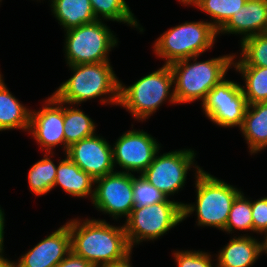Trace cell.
Here are the masks:
<instances>
[{
    "mask_svg": "<svg viewBox=\"0 0 267 267\" xmlns=\"http://www.w3.org/2000/svg\"><path fill=\"white\" fill-rule=\"evenodd\" d=\"M234 54L203 61H198L200 56H194L171 63L177 104H188L196 100L202 103L208 92L226 78L228 70L233 68Z\"/></svg>",
    "mask_w": 267,
    "mask_h": 267,
    "instance_id": "cell-3",
    "label": "cell"
},
{
    "mask_svg": "<svg viewBox=\"0 0 267 267\" xmlns=\"http://www.w3.org/2000/svg\"><path fill=\"white\" fill-rule=\"evenodd\" d=\"M4 252V249H0V267H16V261H10V259L5 256Z\"/></svg>",
    "mask_w": 267,
    "mask_h": 267,
    "instance_id": "cell-35",
    "label": "cell"
},
{
    "mask_svg": "<svg viewBox=\"0 0 267 267\" xmlns=\"http://www.w3.org/2000/svg\"><path fill=\"white\" fill-rule=\"evenodd\" d=\"M58 159L54 188L59 186L67 195L77 198L94 197L95 179L81 170L67 155ZM93 188V189H92Z\"/></svg>",
    "mask_w": 267,
    "mask_h": 267,
    "instance_id": "cell-18",
    "label": "cell"
},
{
    "mask_svg": "<svg viewBox=\"0 0 267 267\" xmlns=\"http://www.w3.org/2000/svg\"><path fill=\"white\" fill-rule=\"evenodd\" d=\"M253 233L263 234L267 233V196L261 197L257 200L251 198Z\"/></svg>",
    "mask_w": 267,
    "mask_h": 267,
    "instance_id": "cell-31",
    "label": "cell"
},
{
    "mask_svg": "<svg viewBox=\"0 0 267 267\" xmlns=\"http://www.w3.org/2000/svg\"><path fill=\"white\" fill-rule=\"evenodd\" d=\"M28 135H32L42 151L53 153L55 147L62 145L65 155L64 102L52 94L43 100L42 108L32 109Z\"/></svg>",
    "mask_w": 267,
    "mask_h": 267,
    "instance_id": "cell-13",
    "label": "cell"
},
{
    "mask_svg": "<svg viewBox=\"0 0 267 267\" xmlns=\"http://www.w3.org/2000/svg\"><path fill=\"white\" fill-rule=\"evenodd\" d=\"M55 267H94L83 257L76 255L72 251L61 260Z\"/></svg>",
    "mask_w": 267,
    "mask_h": 267,
    "instance_id": "cell-32",
    "label": "cell"
},
{
    "mask_svg": "<svg viewBox=\"0 0 267 267\" xmlns=\"http://www.w3.org/2000/svg\"><path fill=\"white\" fill-rule=\"evenodd\" d=\"M221 34H235L240 42L248 37L267 33V0H247L246 4L217 31Z\"/></svg>",
    "mask_w": 267,
    "mask_h": 267,
    "instance_id": "cell-16",
    "label": "cell"
},
{
    "mask_svg": "<svg viewBox=\"0 0 267 267\" xmlns=\"http://www.w3.org/2000/svg\"><path fill=\"white\" fill-rule=\"evenodd\" d=\"M239 51L240 55L234 54L233 66L267 67V33L246 38L240 42Z\"/></svg>",
    "mask_w": 267,
    "mask_h": 267,
    "instance_id": "cell-26",
    "label": "cell"
},
{
    "mask_svg": "<svg viewBox=\"0 0 267 267\" xmlns=\"http://www.w3.org/2000/svg\"><path fill=\"white\" fill-rule=\"evenodd\" d=\"M247 0H198L193 7L209 15L208 21L217 31L237 13Z\"/></svg>",
    "mask_w": 267,
    "mask_h": 267,
    "instance_id": "cell-27",
    "label": "cell"
},
{
    "mask_svg": "<svg viewBox=\"0 0 267 267\" xmlns=\"http://www.w3.org/2000/svg\"><path fill=\"white\" fill-rule=\"evenodd\" d=\"M162 144L143 129L124 132L112 145L113 164L120 172L142 174L153 162ZM136 172V173H135Z\"/></svg>",
    "mask_w": 267,
    "mask_h": 267,
    "instance_id": "cell-12",
    "label": "cell"
},
{
    "mask_svg": "<svg viewBox=\"0 0 267 267\" xmlns=\"http://www.w3.org/2000/svg\"><path fill=\"white\" fill-rule=\"evenodd\" d=\"M71 252L67 223L47 235L16 260V267H55Z\"/></svg>",
    "mask_w": 267,
    "mask_h": 267,
    "instance_id": "cell-15",
    "label": "cell"
},
{
    "mask_svg": "<svg viewBox=\"0 0 267 267\" xmlns=\"http://www.w3.org/2000/svg\"><path fill=\"white\" fill-rule=\"evenodd\" d=\"M168 199L167 195L149 183L141 174H133V200L134 206L144 207Z\"/></svg>",
    "mask_w": 267,
    "mask_h": 267,
    "instance_id": "cell-29",
    "label": "cell"
},
{
    "mask_svg": "<svg viewBox=\"0 0 267 267\" xmlns=\"http://www.w3.org/2000/svg\"><path fill=\"white\" fill-rule=\"evenodd\" d=\"M71 237V251L102 267L121 260L133 251L124 224L112 225L105 219L74 218L67 222Z\"/></svg>",
    "mask_w": 267,
    "mask_h": 267,
    "instance_id": "cell-1",
    "label": "cell"
},
{
    "mask_svg": "<svg viewBox=\"0 0 267 267\" xmlns=\"http://www.w3.org/2000/svg\"><path fill=\"white\" fill-rule=\"evenodd\" d=\"M5 221H6L5 212H4V209H2L0 205V249H5L4 248Z\"/></svg>",
    "mask_w": 267,
    "mask_h": 267,
    "instance_id": "cell-34",
    "label": "cell"
},
{
    "mask_svg": "<svg viewBox=\"0 0 267 267\" xmlns=\"http://www.w3.org/2000/svg\"><path fill=\"white\" fill-rule=\"evenodd\" d=\"M172 254L177 267H217V264L213 263L216 259L206 251L176 250Z\"/></svg>",
    "mask_w": 267,
    "mask_h": 267,
    "instance_id": "cell-30",
    "label": "cell"
},
{
    "mask_svg": "<svg viewBox=\"0 0 267 267\" xmlns=\"http://www.w3.org/2000/svg\"><path fill=\"white\" fill-rule=\"evenodd\" d=\"M64 57L67 65L110 61V52L118 46V38L104 21L83 24L64 31Z\"/></svg>",
    "mask_w": 267,
    "mask_h": 267,
    "instance_id": "cell-7",
    "label": "cell"
},
{
    "mask_svg": "<svg viewBox=\"0 0 267 267\" xmlns=\"http://www.w3.org/2000/svg\"><path fill=\"white\" fill-rule=\"evenodd\" d=\"M31 109L9 91L0 71V131H29Z\"/></svg>",
    "mask_w": 267,
    "mask_h": 267,
    "instance_id": "cell-20",
    "label": "cell"
},
{
    "mask_svg": "<svg viewBox=\"0 0 267 267\" xmlns=\"http://www.w3.org/2000/svg\"><path fill=\"white\" fill-rule=\"evenodd\" d=\"M55 153L45 152L41 160L35 162L27 173L29 190L36 196L46 195L54 188L56 170L58 166L52 158Z\"/></svg>",
    "mask_w": 267,
    "mask_h": 267,
    "instance_id": "cell-24",
    "label": "cell"
},
{
    "mask_svg": "<svg viewBox=\"0 0 267 267\" xmlns=\"http://www.w3.org/2000/svg\"><path fill=\"white\" fill-rule=\"evenodd\" d=\"M71 77L52 94L59 100L72 105H81L88 100L100 98L103 105H119L120 80L111 62L66 65Z\"/></svg>",
    "mask_w": 267,
    "mask_h": 267,
    "instance_id": "cell-2",
    "label": "cell"
},
{
    "mask_svg": "<svg viewBox=\"0 0 267 267\" xmlns=\"http://www.w3.org/2000/svg\"><path fill=\"white\" fill-rule=\"evenodd\" d=\"M132 252L129 253L126 257H124L121 260L115 261L111 264H107L105 266L102 267H133L132 266V261H131V256Z\"/></svg>",
    "mask_w": 267,
    "mask_h": 267,
    "instance_id": "cell-33",
    "label": "cell"
},
{
    "mask_svg": "<svg viewBox=\"0 0 267 267\" xmlns=\"http://www.w3.org/2000/svg\"><path fill=\"white\" fill-rule=\"evenodd\" d=\"M195 203L182 206L183 221L195 212L198 227H212L224 231L232 203L241 189L201 170L194 173Z\"/></svg>",
    "mask_w": 267,
    "mask_h": 267,
    "instance_id": "cell-4",
    "label": "cell"
},
{
    "mask_svg": "<svg viewBox=\"0 0 267 267\" xmlns=\"http://www.w3.org/2000/svg\"><path fill=\"white\" fill-rule=\"evenodd\" d=\"M195 152L190 148L177 149L163 154L158 151L153 162L141 175L170 198L184 189L187 174L191 168L195 169V172L203 169L197 165Z\"/></svg>",
    "mask_w": 267,
    "mask_h": 267,
    "instance_id": "cell-9",
    "label": "cell"
},
{
    "mask_svg": "<svg viewBox=\"0 0 267 267\" xmlns=\"http://www.w3.org/2000/svg\"><path fill=\"white\" fill-rule=\"evenodd\" d=\"M49 1L52 15L64 31L97 20L89 0Z\"/></svg>",
    "mask_w": 267,
    "mask_h": 267,
    "instance_id": "cell-21",
    "label": "cell"
},
{
    "mask_svg": "<svg viewBox=\"0 0 267 267\" xmlns=\"http://www.w3.org/2000/svg\"><path fill=\"white\" fill-rule=\"evenodd\" d=\"M64 138L65 153L68 147L84 138L96 134V124L92 118L78 106L64 102Z\"/></svg>",
    "mask_w": 267,
    "mask_h": 267,
    "instance_id": "cell-22",
    "label": "cell"
},
{
    "mask_svg": "<svg viewBox=\"0 0 267 267\" xmlns=\"http://www.w3.org/2000/svg\"><path fill=\"white\" fill-rule=\"evenodd\" d=\"M250 155L267 148V102L247 106L242 127L239 129Z\"/></svg>",
    "mask_w": 267,
    "mask_h": 267,
    "instance_id": "cell-19",
    "label": "cell"
},
{
    "mask_svg": "<svg viewBox=\"0 0 267 267\" xmlns=\"http://www.w3.org/2000/svg\"><path fill=\"white\" fill-rule=\"evenodd\" d=\"M207 21H185L171 27L154 41L152 50L163 60L164 64L201 56L214 47L217 41V30Z\"/></svg>",
    "mask_w": 267,
    "mask_h": 267,
    "instance_id": "cell-6",
    "label": "cell"
},
{
    "mask_svg": "<svg viewBox=\"0 0 267 267\" xmlns=\"http://www.w3.org/2000/svg\"><path fill=\"white\" fill-rule=\"evenodd\" d=\"M173 85V74L170 65L166 64L142 76L132 85L126 86L120 80L118 106L131 113L135 121L144 122L153 116L163 103L177 105Z\"/></svg>",
    "mask_w": 267,
    "mask_h": 267,
    "instance_id": "cell-5",
    "label": "cell"
},
{
    "mask_svg": "<svg viewBox=\"0 0 267 267\" xmlns=\"http://www.w3.org/2000/svg\"><path fill=\"white\" fill-rule=\"evenodd\" d=\"M263 236L264 240H260L262 242V253H265L267 255V233Z\"/></svg>",
    "mask_w": 267,
    "mask_h": 267,
    "instance_id": "cell-37",
    "label": "cell"
},
{
    "mask_svg": "<svg viewBox=\"0 0 267 267\" xmlns=\"http://www.w3.org/2000/svg\"><path fill=\"white\" fill-rule=\"evenodd\" d=\"M93 179L113 173L112 144L97 133L71 144L65 153Z\"/></svg>",
    "mask_w": 267,
    "mask_h": 267,
    "instance_id": "cell-14",
    "label": "cell"
},
{
    "mask_svg": "<svg viewBox=\"0 0 267 267\" xmlns=\"http://www.w3.org/2000/svg\"><path fill=\"white\" fill-rule=\"evenodd\" d=\"M215 255L217 267H252L262 256V242L246 234L232 236Z\"/></svg>",
    "mask_w": 267,
    "mask_h": 267,
    "instance_id": "cell-17",
    "label": "cell"
},
{
    "mask_svg": "<svg viewBox=\"0 0 267 267\" xmlns=\"http://www.w3.org/2000/svg\"><path fill=\"white\" fill-rule=\"evenodd\" d=\"M241 74L244 85L242 91L247 104L267 102V67L233 66Z\"/></svg>",
    "mask_w": 267,
    "mask_h": 267,
    "instance_id": "cell-25",
    "label": "cell"
},
{
    "mask_svg": "<svg viewBox=\"0 0 267 267\" xmlns=\"http://www.w3.org/2000/svg\"><path fill=\"white\" fill-rule=\"evenodd\" d=\"M198 0H178V2L184 6H193Z\"/></svg>",
    "mask_w": 267,
    "mask_h": 267,
    "instance_id": "cell-36",
    "label": "cell"
},
{
    "mask_svg": "<svg viewBox=\"0 0 267 267\" xmlns=\"http://www.w3.org/2000/svg\"><path fill=\"white\" fill-rule=\"evenodd\" d=\"M94 208L113 220L130 216L134 207L133 174L116 170L113 173L95 179Z\"/></svg>",
    "mask_w": 267,
    "mask_h": 267,
    "instance_id": "cell-11",
    "label": "cell"
},
{
    "mask_svg": "<svg viewBox=\"0 0 267 267\" xmlns=\"http://www.w3.org/2000/svg\"><path fill=\"white\" fill-rule=\"evenodd\" d=\"M253 232L251 199L246 197L241 191L232 203L229 218L223 232L227 234L234 231Z\"/></svg>",
    "mask_w": 267,
    "mask_h": 267,
    "instance_id": "cell-28",
    "label": "cell"
},
{
    "mask_svg": "<svg viewBox=\"0 0 267 267\" xmlns=\"http://www.w3.org/2000/svg\"><path fill=\"white\" fill-rule=\"evenodd\" d=\"M201 106L205 116L215 125L240 129L248 104L241 84L224 78L208 92Z\"/></svg>",
    "mask_w": 267,
    "mask_h": 267,
    "instance_id": "cell-10",
    "label": "cell"
},
{
    "mask_svg": "<svg viewBox=\"0 0 267 267\" xmlns=\"http://www.w3.org/2000/svg\"><path fill=\"white\" fill-rule=\"evenodd\" d=\"M89 1L97 20L119 22L132 27L131 29L136 28L140 33L145 31L125 0Z\"/></svg>",
    "mask_w": 267,
    "mask_h": 267,
    "instance_id": "cell-23",
    "label": "cell"
},
{
    "mask_svg": "<svg viewBox=\"0 0 267 267\" xmlns=\"http://www.w3.org/2000/svg\"><path fill=\"white\" fill-rule=\"evenodd\" d=\"M183 205L181 201L168 198L144 207L134 206L130 216L123 221L131 248L143 241H155L183 222Z\"/></svg>",
    "mask_w": 267,
    "mask_h": 267,
    "instance_id": "cell-8",
    "label": "cell"
}]
</instances>
